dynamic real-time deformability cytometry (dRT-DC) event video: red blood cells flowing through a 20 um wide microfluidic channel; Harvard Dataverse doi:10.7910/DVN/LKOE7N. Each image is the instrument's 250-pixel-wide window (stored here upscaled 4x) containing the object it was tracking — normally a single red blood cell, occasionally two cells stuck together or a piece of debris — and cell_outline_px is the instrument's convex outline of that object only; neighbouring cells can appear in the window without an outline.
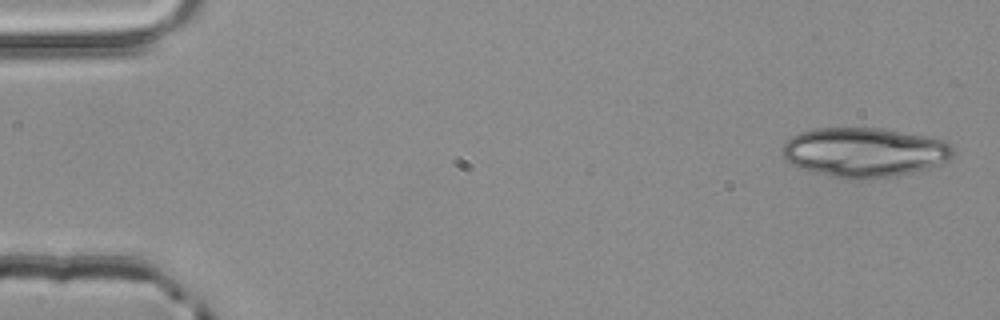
{"species": "common noctule bat (a hibernating species)", "species_latin": "Nyctalus noctula", "temperature_condition": "room temperature", "stored_images_in_passage": 3, "camera_frame_rate_fps": 3000, "um_per_image_px": 0.085, "animal": {"sex": "male", "body_mass_g": 20.4}, "frame": {"image": 1, "passage_image": 1, "time_ms": 0.0, "image_size_px": [1000, 320], "cell_outline_px": [[952, 156], [948, 160], [940, 164], [928, 168], [912, 172], [892, 176], [856, 180], [848, 180], [828, 176], [812, 172], [800, 168], [792, 164], [784, 156], [784, 140], [800, 132], [816, 128], [880, 128], [924, 136], [944, 140], [952, 144]], "centroid_in_image_um": [73.45, 12.95], "position_along_channel_um": 11.5, "area_um2": 49.19}}